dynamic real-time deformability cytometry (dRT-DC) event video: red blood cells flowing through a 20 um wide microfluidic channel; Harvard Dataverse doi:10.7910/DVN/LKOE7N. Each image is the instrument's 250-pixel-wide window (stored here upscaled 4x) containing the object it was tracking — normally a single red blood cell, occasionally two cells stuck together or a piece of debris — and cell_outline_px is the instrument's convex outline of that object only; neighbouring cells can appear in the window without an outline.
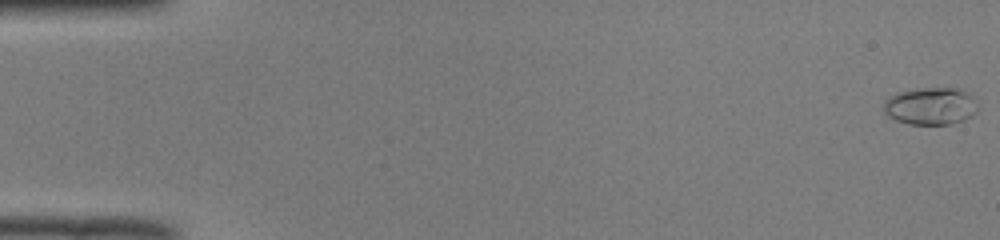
{"species": "common noctule bat (a hibernating species)", "species_latin": "Nyctalus noctula", "temperature_condition": "room temperature", "stored_images_in_passage": 17, "camera_frame_rate_fps": 3000, "um_per_image_px": 0.085, "animal": {"sex": "male", "body_mass_g": 19.0, "forearm_length_mm": 50.8}, "frame": {"image": 1, "passage_image": 1, "time_ms": 0.0, "image_size_px": [1000, 240], "cell_outline_px": [[976, 112], [972, 116], [964, 120], [948, 124], [908, 124], [896, 120], [888, 116], [884, 112], [884, 100], [896, 92], [916, 88], [960, 88], [972, 92], [976, 108]], "centroid_in_image_um": [79.1, 9.0], "position_along_channel_um": 5.9, "area_um2": 20.75}}